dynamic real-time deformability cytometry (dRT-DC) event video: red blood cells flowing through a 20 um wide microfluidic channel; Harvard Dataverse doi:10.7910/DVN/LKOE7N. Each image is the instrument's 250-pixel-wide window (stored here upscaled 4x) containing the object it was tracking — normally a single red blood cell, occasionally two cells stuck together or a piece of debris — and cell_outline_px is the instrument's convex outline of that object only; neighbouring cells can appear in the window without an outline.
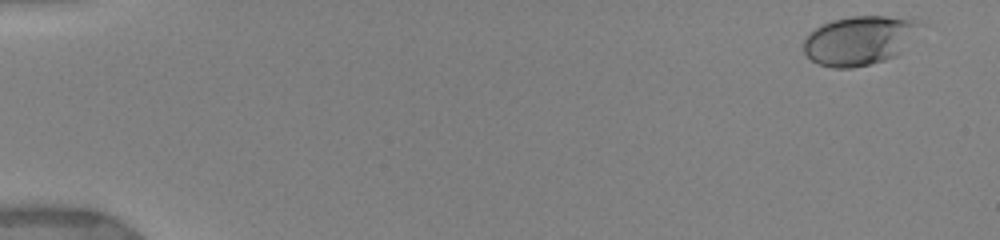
{"species": "human", "species_latin": "Homo sapiens", "temperature_condition": "warm", "stored_images_in_passage": 19, "camera_frame_rate_fps": 3000, "um_per_image_px": 0.085, "donor": {"sex": "female"}, "frame": {"image": 1, "passage_image": 1, "time_ms": 0.0, "image_size_px": [1000, 240], "cell_outline_px": [[924, 24], [900, 52], [896, 56], [884, 60], [852, 68], [832, 68], [820, 64], [812, 60], [804, 52], [804, 40], [816, 28], [832, 20], [852, 16], [908, 16]], "centroid_in_image_um": [73.09, 3.41], "position_along_channel_um": 11.9, "area_um2": 33.23}}
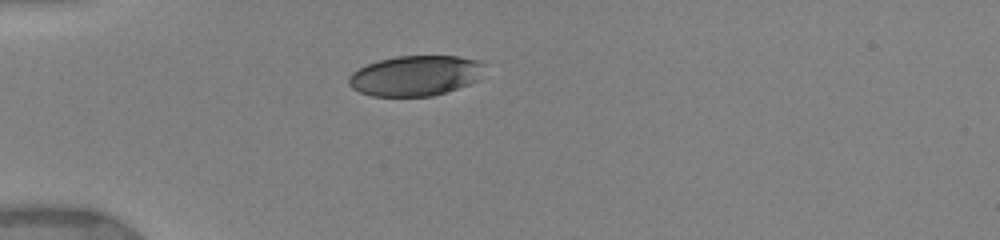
{"frame": {"image": 2, "passage_image": 10, "time_ms": 4.333, "image_size_px": [1000, 240], "cell_outline_px": [[484, 64], [480, 80], [432, 96], [372, 96], [360, 92], [352, 88], [348, 84], [348, 76], [352, 72], [368, 64], [380, 60], [396, 56], [460, 56], [480, 60]], "centroid_in_image_um": [35.32, 6.43], "position_along_channel_um": 49.7, "area_um2": 31.91}}